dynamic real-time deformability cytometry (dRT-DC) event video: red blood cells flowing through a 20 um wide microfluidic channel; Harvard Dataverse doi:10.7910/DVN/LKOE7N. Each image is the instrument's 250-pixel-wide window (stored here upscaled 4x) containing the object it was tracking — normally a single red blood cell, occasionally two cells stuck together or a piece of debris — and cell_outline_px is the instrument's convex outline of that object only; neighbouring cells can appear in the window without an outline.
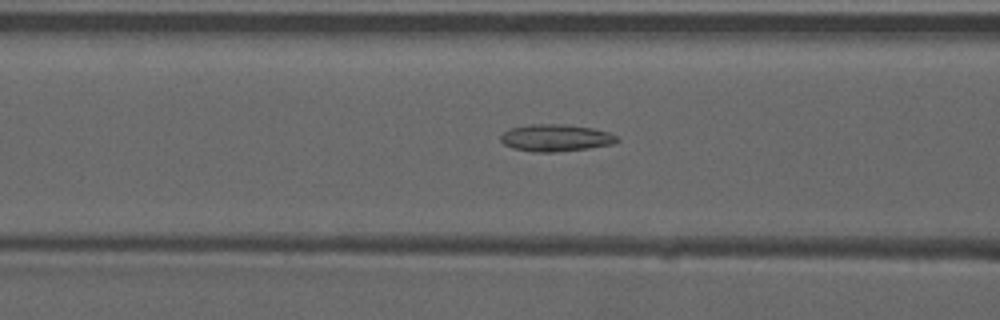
{"species": "common noctule bat (a hibernating species)", "species_latin": "Nyctalus noctula", "temperature_condition": "warm", "stored_images_in_passage": 52, "camera_frame_rate_fps": 3000, "um_per_image_px": 0.085, "animal": {"sex": "male", "forearm_length_mm": 52.5}, "frame": {"image": 1, "passage_image": 21, "time_ms": 6.667, "image_size_px": [1000, 320], "cell_outline_px": [[620, 140], [612, 144], [588, 148], [552, 152], [532, 152], [512, 148], [504, 144], [500, 140], [500, 136], [508, 128], [532, 124], [568, 124], [592, 128], [608, 132], [616, 136]], "centroid_in_image_um": [47.2, 11.71], "position_along_channel_um": 119.4, "area_um2": 18.38}}
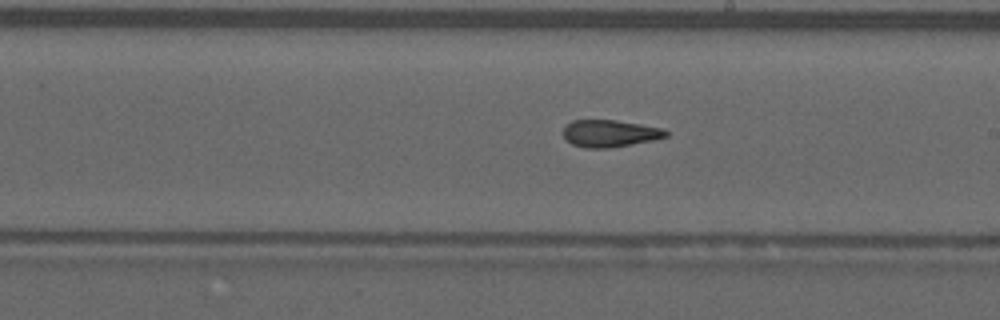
{"frame": {"image": 2, "passage_image": 30, "time_ms": 9.667, "image_size_px": [1000, 320], "cell_outline_px": [[668, 136], [652, 140], [612, 148], [584, 148], [572, 144], [564, 136], [564, 128], [572, 120], [616, 120], [664, 128], [668, 132]], "centroid_in_image_um": [51.86, 11.34], "position_along_channel_um": 237.1, "area_um2": 16.18}}
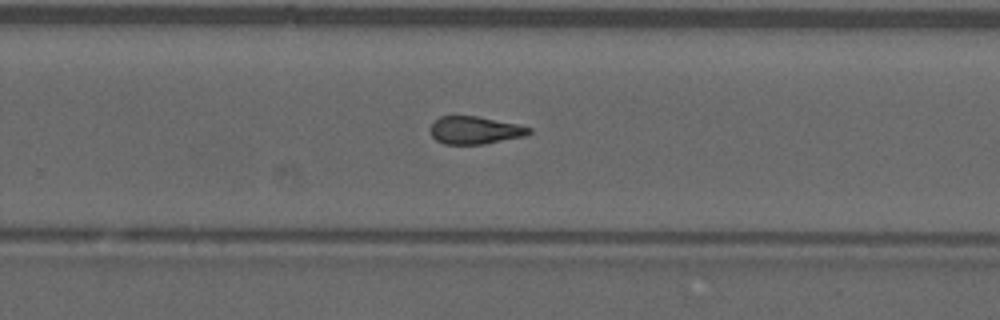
{"frame": {"image": 3, "passage_image": 34, "time_ms": 11.0, "image_size_px": [1000, 320], "cell_outline_px": [[532, 132], [524, 136], [484, 144], [444, 144], [436, 140], [432, 136], [428, 128], [440, 116], [476, 116], [516, 124], [532, 128]], "centroid_in_image_um": [40.34, 11.07], "position_along_channel_um": 289.5, "area_um2": 15.84}, "authors_computed_cell_mechanics": {"area_um2": 16.762, "velocity_mm_per_s": 3.9352, "shape_relaxation_time_tau1_ms": null, "shape_relaxation_time_tau2_ms": 3.1559, "deformation_change_tau1": null, "deformation_change_tau2": 0.1276}}